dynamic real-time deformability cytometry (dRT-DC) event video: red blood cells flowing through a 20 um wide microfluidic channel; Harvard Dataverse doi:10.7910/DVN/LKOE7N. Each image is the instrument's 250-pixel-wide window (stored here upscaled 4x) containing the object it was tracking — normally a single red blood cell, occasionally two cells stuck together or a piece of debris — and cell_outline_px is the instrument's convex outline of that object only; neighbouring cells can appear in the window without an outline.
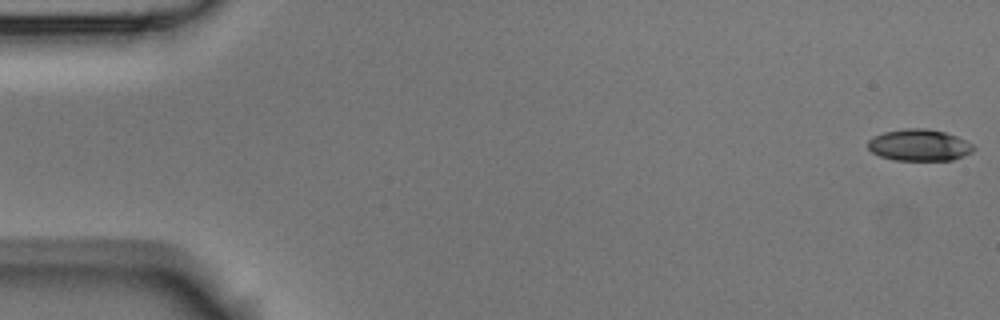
{"species": "Egyptian fruit bat (a non-hibernating species)", "species_latin": "Rousettus aegyptiacus", "temperature_condition": "room temperature", "stored_images_in_passage": 57, "camera_frame_rate_fps": 3000, "um_per_image_px": 0.085, "animal": {"sex": "male"}, "frame": {"image": 1, "passage_image": 1, "time_ms": 0.0, "image_size_px": [1000, 320], "cell_outline_px": [[976, 148], [972, 152], [952, 160], [896, 160], [880, 156], [872, 152], [868, 148], [868, 140], [872, 136], [884, 132], [904, 128], [928, 128], [944, 132], [956, 136], [972, 144]], "centroid_in_image_um": [78.11, 12.33], "position_along_channel_um": 6.9, "area_um2": 19.48}}
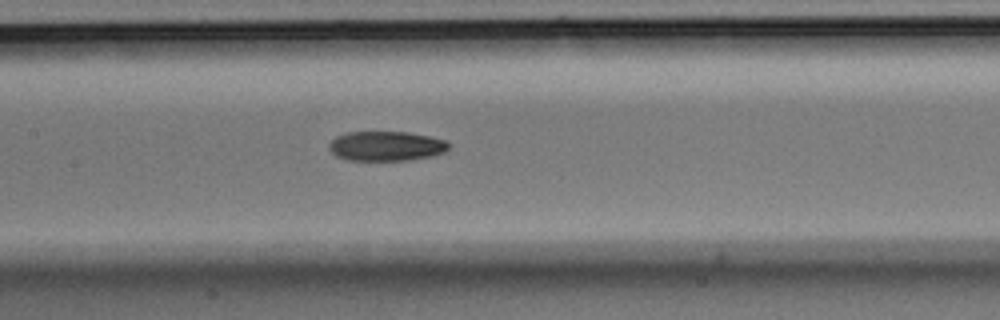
{"frame": {"image": 2, "passage_image": 27, "time_ms": 8.667, "image_size_px": [1000, 320], "cell_outline_px": [[448, 148], [444, 152], [432, 156], [408, 160], [344, 160], [336, 156], [328, 148], [328, 144], [336, 136], [348, 132], [408, 132], [428, 136], [444, 140], [448, 144]], "centroid_in_image_um": [32.78, 12.42], "position_along_channel_um": 174.6, "area_um2": 20.63}}
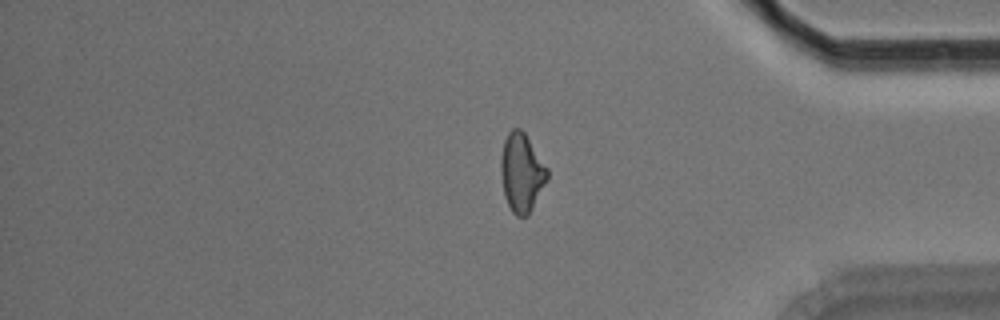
{"frame": {"image": 3, "passage_image": 47, "time_ms": 15.333, "image_size_px": [1000, 320], "cell_outline_px": [[548, 176], [528, 216], [516, 216], [512, 212], [504, 196], [500, 172], [500, 156], [504, 140], [508, 132], [512, 128], [520, 128], [524, 132], [548, 168]], "centroid_in_image_um": [44.31, 14.65], "position_along_channel_um": 390.9, "area_um2": 21.21}, "authors_computed_cell_mechanics": {"area_um2": 20.7502, "velocity_mm_per_s": 3.5643, "shape_relaxation_time_tau1_ms": 3.7661, "shape_relaxation_time_tau2_ms": 8.6277, "deformation_change_tau1": 0.1622, "deformation_change_tau2": 0.1645}}